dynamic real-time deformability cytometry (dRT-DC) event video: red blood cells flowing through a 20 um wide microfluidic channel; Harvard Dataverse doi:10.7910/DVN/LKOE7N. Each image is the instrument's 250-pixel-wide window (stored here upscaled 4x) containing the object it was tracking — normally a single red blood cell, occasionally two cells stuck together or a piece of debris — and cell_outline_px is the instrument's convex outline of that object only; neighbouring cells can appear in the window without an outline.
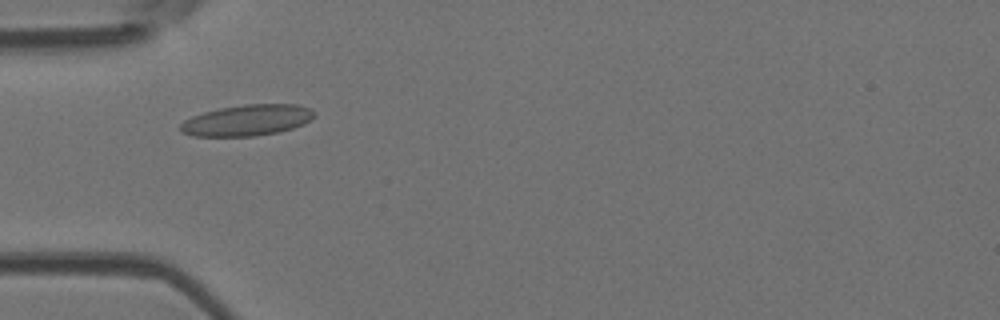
{"species": "Egyptian fruit bat (a non-hibernating species)", "species_latin": "Rousettus aegyptiacus", "temperature_condition": "room temperature", "stored_images_in_passage": 8, "camera_frame_rate_fps": 3000, "um_per_image_px": 0.085, "animal": {"sex": "female"}, "frame": {"image": 1, "passage_image": 4, "time_ms": 3.333, "image_size_px": [1000, 320], "cell_outline_px": [[316, 116], [312, 120], [304, 124], [280, 132], [256, 136], [192, 136], [180, 132], [180, 124], [184, 120], [192, 116], [204, 112], [220, 108], [244, 104], [296, 104], [312, 108], [316, 112]], "centroid_in_image_um": [21.05, 10.22], "position_along_channel_um": 64.0, "area_um2": 24.57}}
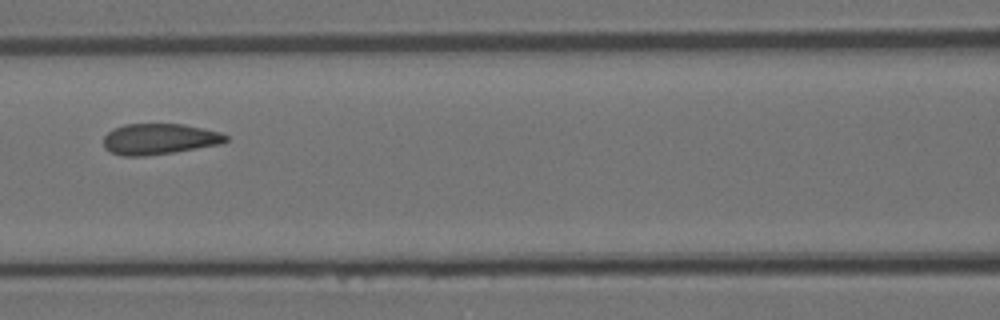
{"frame": {"image": 2, "passage_image": 6, "time_ms": 5.667, "image_size_px": [1000, 320], "cell_outline_px": [[228, 140], [220, 144], [172, 152], [144, 156], [124, 156], [112, 152], [104, 148], [104, 136], [108, 132], [124, 124], [184, 124], [220, 132], [228, 136]], "centroid_in_image_um": [13.54, 11.81], "position_along_channel_um": 153.1, "area_um2": 21.79}}
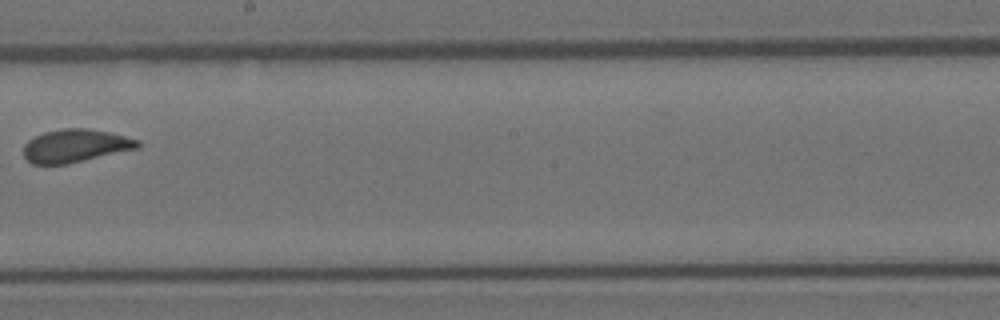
{"frame": {"image": 3, "passage_image": 8, "time_ms": 8.0, "image_size_px": [1000, 320], "cell_outline_px": [[140, 148], [68, 164], [32, 164], [24, 156], [24, 144], [28, 140], [44, 132], [64, 128], [88, 128], [108, 132], [140, 140]], "centroid_in_image_um": [6.42, 12.39], "position_along_channel_um": 241.8, "area_um2": 22.02}}